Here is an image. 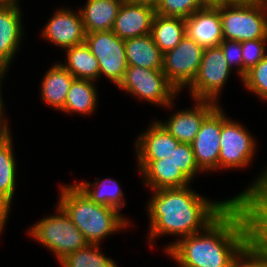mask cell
<instances>
[{
  "mask_svg": "<svg viewBox=\"0 0 267 267\" xmlns=\"http://www.w3.org/2000/svg\"><path fill=\"white\" fill-rule=\"evenodd\" d=\"M251 239L248 210L234 201L204 231L171 242L164 251L178 267H229Z\"/></svg>",
  "mask_w": 267,
  "mask_h": 267,
  "instance_id": "cell-1",
  "label": "cell"
},
{
  "mask_svg": "<svg viewBox=\"0 0 267 267\" xmlns=\"http://www.w3.org/2000/svg\"><path fill=\"white\" fill-rule=\"evenodd\" d=\"M151 191L146 207L151 246L161 235L182 238L204 231L234 202L233 198L211 201L189 186Z\"/></svg>",
  "mask_w": 267,
  "mask_h": 267,
  "instance_id": "cell-2",
  "label": "cell"
},
{
  "mask_svg": "<svg viewBox=\"0 0 267 267\" xmlns=\"http://www.w3.org/2000/svg\"><path fill=\"white\" fill-rule=\"evenodd\" d=\"M58 205L83 233L89 244H98L107 236L124 230L131 222L116 209L93 202L75 183L62 184Z\"/></svg>",
  "mask_w": 267,
  "mask_h": 267,
  "instance_id": "cell-3",
  "label": "cell"
},
{
  "mask_svg": "<svg viewBox=\"0 0 267 267\" xmlns=\"http://www.w3.org/2000/svg\"><path fill=\"white\" fill-rule=\"evenodd\" d=\"M223 39L238 41L267 38V5L262 1H236L219 6Z\"/></svg>",
  "mask_w": 267,
  "mask_h": 267,
  "instance_id": "cell-4",
  "label": "cell"
},
{
  "mask_svg": "<svg viewBox=\"0 0 267 267\" xmlns=\"http://www.w3.org/2000/svg\"><path fill=\"white\" fill-rule=\"evenodd\" d=\"M56 209L55 215L44 217L33 224L27 232L37 242L52 251L60 262L68 254L86 247L89 243L58 204Z\"/></svg>",
  "mask_w": 267,
  "mask_h": 267,
  "instance_id": "cell-5",
  "label": "cell"
},
{
  "mask_svg": "<svg viewBox=\"0 0 267 267\" xmlns=\"http://www.w3.org/2000/svg\"><path fill=\"white\" fill-rule=\"evenodd\" d=\"M119 89L153 105L172 108L179 93L162 69L128 66Z\"/></svg>",
  "mask_w": 267,
  "mask_h": 267,
  "instance_id": "cell-6",
  "label": "cell"
},
{
  "mask_svg": "<svg viewBox=\"0 0 267 267\" xmlns=\"http://www.w3.org/2000/svg\"><path fill=\"white\" fill-rule=\"evenodd\" d=\"M227 117L222 108L218 170L247 168L255 156L257 143L243 124Z\"/></svg>",
  "mask_w": 267,
  "mask_h": 267,
  "instance_id": "cell-7",
  "label": "cell"
},
{
  "mask_svg": "<svg viewBox=\"0 0 267 267\" xmlns=\"http://www.w3.org/2000/svg\"><path fill=\"white\" fill-rule=\"evenodd\" d=\"M231 72L220 46L204 49L198 74L187 88L192 99L218 103Z\"/></svg>",
  "mask_w": 267,
  "mask_h": 267,
  "instance_id": "cell-8",
  "label": "cell"
},
{
  "mask_svg": "<svg viewBox=\"0 0 267 267\" xmlns=\"http://www.w3.org/2000/svg\"><path fill=\"white\" fill-rule=\"evenodd\" d=\"M85 43L98 59L99 77L105 76L118 87L128 68L124 40L109 30L86 33Z\"/></svg>",
  "mask_w": 267,
  "mask_h": 267,
  "instance_id": "cell-9",
  "label": "cell"
},
{
  "mask_svg": "<svg viewBox=\"0 0 267 267\" xmlns=\"http://www.w3.org/2000/svg\"><path fill=\"white\" fill-rule=\"evenodd\" d=\"M204 49L186 34L180 43L163 54L162 71L178 92L196 78Z\"/></svg>",
  "mask_w": 267,
  "mask_h": 267,
  "instance_id": "cell-10",
  "label": "cell"
},
{
  "mask_svg": "<svg viewBox=\"0 0 267 267\" xmlns=\"http://www.w3.org/2000/svg\"><path fill=\"white\" fill-rule=\"evenodd\" d=\"M218 105L203 121L191 146L198 167L206 172L218 170L222 107Z\"/></svg>",
  "mask_w": 267,
  "mask_h": 267,
  "instance_id": "cell-11",
  "label": "cell"
},
{
  "mask_svg": "<svg viewBox=\"0 0 267 267\" xmlns=\"http://www.w3.org/2000/svg\"><path fill=\"white\" fill-rule=\"evenodd\" d=\"M251 185L233 197L247 208L251 220L252 239L267 249V166Z\"/></svg>",
  "mask_w": 267,
  "mask_h": 267,
  "instance_id": "cell-12",
  "label": "cell"
},
{
  "mask_svg": "<svg viewBox=\"0 0 267 267\" xmlns=\"http://www.w3.org/2000/svg\"><path fill=\"white\" fill-rule=\"evenodd\" d=\"M42 36L57 47L67 49L85 42L86 32L80 10L59 8L43 27Z\"/></svg>",
  "mask_w": 267,
  "mask_h": 267,
  "instance_id": "cell-13",
  "label": "cell"
},
{
  "mask_svg": "<svg viewBox=\"0 0 267 267\" xmlns=\"http://www.w3.org/2000/svg\"><path fill=\"white\" fill-rule=\"evenodd\" d=\"M155 14L152 3L124 0L112 31L123 40L148 35L151 33Z\"/></svg>",
  "mask_w": 267,
  "mask_h": 267,
  "instance_id": "cell-14",
  "label": "cell"
},
{
  "mask_svg": "<svg viewBox=\"0 0 267 267\" xmlns=\"http://www.w3.org/2000/svg\"><path fill=\"white\" fill-rule=\"evenodd\" d=\"M192 108L182 109L170 115L168 121L157 120L176 140L191 144L204 119L219 105L208 100H193Z\"/></svg>",
  "mask_w": 267,
  "mask_h": 267,
  "instance_id": "cell-15",
  "label": "cell"
},
{
  "mask_svg": "<svg viewBox=\"0 0 267 267\" xmlns=\"http://www.w3.org/2000/svg\"><path fill=\"white\" fill-rule=\"evenodd\" d=\"M185 34L203 49L219 46L223 40L219 7H203L187 17Z\"/></svg>",
  "mask_w": 267,
  "mask_h": 267,
  "instance_id": "cell-16",
  "label": "cell"
},
{
  "mask_svg": "<svg viewBox=\"0 0 267 267\" xmlns=\"http://www.w3.org/2000/svg\"><path fill=\"white\" fill-rule=\"evenodd\" d=\"M143 184L151 190L182 188L190 186L191 181L181 172L171 157L154 161H137Z\"/></svg>",
  "mask_w": 267,
  "mask_h": 267,
  "instance_id": "cell-17",
  "label": "cell"
},
{
  "mask_svg": "<svg viewBox=\"0 0 267 267\" xmlns=\"http://www.w3.org/2000/svg\"><path fill=\"white\" fill-rule=\"evenodd\" d=\"M180 142L176 140L158 121L152 122L136 140L137 161H154L168 158Z\"/></svg>",
  "mask_w": 267,
  "mask_h": 267,
  "instance_id": "cell-18",
  "label": "cell"
},
{
  "mask_svg": "<svg viewBox=\"0 0 267 267\" xmlns=\"http://www.w3.org/2000/svg\"><path fill=\"white\" fill-rule=\"evenodd\" d=\"M22 10L15 6H0V63L9 68L23 40Z\"/></svg>",
  "mask_w": 267,
  "mask_h": 267,
  "instance_id": "cell-19",
  "label": "cell"
},
{
  "mask_svg": "<svg viewBox=\"0 0 267 267\" xmlns=\"http://www.w3.org/2000/svg\"><path fill=\"white\" fill-rule=\"evenodd\" d=\"M124 0H87L80 8L86 33L113 29L119 8Z\"/></svg>",
  "mask_w": 267,
  "mask_h": 267,
  "instance_id": "cell-20",
  "label": "cell"
},
{
  "mask_svg": "<svg viewBox=\"0 0 267 267\" xmlns=\"http://www.w3.org/2000/svg\"><path fill=\"white\" fill-rule=\"evenodd\" d=\"M75 77L58 61L44 74L41 81V99L55 110L65 105L67 93Z\"/></svg>",
  "mask_w": 267,
  "mask_h": 267,
  "instance_id": "cell-21",
  "label": "cell"
},
{
  "mask_svg": "<svg viewBox=\"0 0 267 267\" xmlns=\"http://www.w3.org/2000/svg\"><path fill=\"white\" fill-rule=\"evenodd\" d=\"M128 66L147 69H162L163 53L155 44L151 34L124 40Z\"/></svg>",
  "mask_w": 267,
  "mask_h": 267,
  "instance_id": "cell-22",
  "label": "cell"
},
{
  "mask_svg": "<svg viewBox=\"0 0 267 267\" xmlns=\"http://www.w3.org/2000/svg\"><path fill=\"white\" fill-rule=\"evenodd\" d=\"M11 131L0 135V200L11 209L16 188V159Z\"/></svg>",
  "mask_w": 267,
  "mask_h": 267,
  "instance_id": "cell-23",
  "label": "cell"
},
{
  "mask_svg": "<svg viewBox=\"0 0 267 267\" xmlns=\"http://www.w3.org/2000/svg\"><path fill=\"white\" fill-rule=\"evenodd\" d=\"M95 86V81L74 79L67 93L65 105L60 111L91 116L98 104Z\"/></svg>",
  "mask_w": 267,
  "mask_h": 267,
  "instance_id": "cell-24",
  "label": "cell"
},
{
  "mask_svg": "<svg viewBox=\"0 0 267 267\" xmlns=\"http://www.w3.org/2000/svg\"><path fill=\"white\" fill-rule=\"evenodd\" d=\"M66 60L61 63L75 79L98 80L99 63L98 59L91 53L86 43L75 45L64 50Z\"/></svg>",
  "mask_w": 267,
  "mask_h": 267,
  "instance_id": "cell-25",
  "label": "cell"
},
{
  "mask_svg": "<svg viewBox=\"0 0 267 267\" xmlns=\"http://www.w3.org/2000/svg\"><path fill=\"white\" fill-rule=\"evenodd\" d=\"M151 36L163 54L175 48L185 36V19L155 14Z\"/></svg>",
  "mask_w": 267,
  "mask_h": 267,
  "instance_id": "cell-26",
  "label": "cell"
},
{
  "mask_svg": "<svg viewBox=\"0 0 267 267\" xmlns=\"http://www.w3.org/2000/svg\"><path fill=\"white\" fill-rule=\"evenodd\" d=\"M76 185L95 203L106 205L121 211L126 205L124 192L119 183L113 178H105L95 182H76Z\"/></svg>",
  "mask_w": 267,
  "mask_h": 267,
  "instance_id": "cell-27",
  "label": "cell"
},
{
  "mask_svg": "<svg viewBox=\"0 0 267 267\" xmlns=\"http://www.w3.org/2000/svg\"><path fill=\"white\" fill-rule=\"evenodd\" d=\"M100 249L98 244H88L68 254L59 263L61 267H119L115 260L105 256Z\"/></svg>",
  "mask_w": 267,
  "mask_h": 267,
  "instance_id": "cell-28",
  "label": "cell"
},
{
  "mask_svg": "<svg viewBox=\"0 0 267 267\" xmlns=\"http://www.w3.org/2000/svg\"><path fill=\"white\" fill-rule=\"evenodd\" d=\"M154 8L156 14L186 19L203 6L199 0H157Z\"/></svg>",
  "mask_w": 267,
  "mask_h": 267,
  "instance_id": "cell-29",
  "label": "cell"
},
{
  "mask_svg": "<svg viewBox=\"0 0 267 267\" xmlns=\"http://www.w3.org/2000/svg\"><path fill=\"white\" fill-rule=\"evenodd\" d=\"M246 89L259 99L267 100V55L241 79Z\"/></svg>",
  "mask_w": 267,
  "mask_h": 267,
  "instance_id": "cell-30",
  "label": "cell"
},
{
  "mask_svg": "<svg viewBox=\"0 0 267 267\" xmlns=\"http://www.w3.org/2000/svg\"><path fill=\"white\" fill-rule=\"evenodd\" d=\"M169 157L191 182L197 174L203 173L196 163L191 144L180 142Z\"/></svg>",
  "mask_w": 267,
  "mask_h": 267,
  "instance_id": "cell-31",
  "label": "cell"
},
{
  "mask_svg": "<svg viewBox=\"0 0 267 267\" xmlns=\"http://www.w3.org/2000/svg\"><path fill=\"white\" fill-rule=\"evenodd\" d=\"M267 259V249L251 239L232 259L229 267H262Z\"/></svg>",
  "mask_w": 267,
  "mask_h": 267,
  "instance_id": "cell-32",
  "label": "cell"
},
{
  "mask_svg": "<svg viewBox=\"0 0 267 267\" xmlns=\"http://www.w3.org/2000/svg\"><path fill=\"white\" fill-rule=\"evenodd\" d=\"M243 77L257 65L267 54V38L242 42Z\"/></svg>",
  "mask_w": 267,
  "mask_h": 267,
  "instance_id": "cell-33",
  "label": "cell"
},
{
  "mask_svg": "<svg viewBox=\"0 0 267 267\" xmlns=\"http://www.w3.org/2000/svg\"><path fill=\"white\" fill-rule=\"evenodd\" d=\"M230 68L237 67L238 77L243 78L242 44L238 41L223 39L219 44ZM234 65V66H233Z\"/></svg>",
  "mask_w": 267,
  "mask_h": 267,
  "instance_id": "cell-34",
  "label": "cell"
},
{
  "mask_svg": "<svg viewBox=\"0 0 267 267\" xmlns=\"http://www.w3.org/2000/svg\"><path fill=\"white\" fill-rule=\"evenodd\" d=\"M3 98L2 95H0V135L7 133L10 131V126L8 125L7 117L5 118V113H4V103H3Z\"/></svg>",
  "mask_w": 267,
  "mask_h": 267,
  "instance_id": "cell-35",
  "label": "cell"
},
{
  "mask_svg": "<svg viewBox=\"0 0 267 267\" xmlns=\"http://www.w3.org/2000/svg\"><path fill=\"white\" fill-rule=\"evenodd\" d=\"M10 210L1 200H0V234L3 232L6 222L8 220V214L10 213Z\"/></svg>",
  "mask_w": 267,
  "mask_h": 267,
  "instance_id": "cell-36",
  "label": "cell"
},
{
  "mask_svg": "<svg viewBox=\"0 0 267 267\" xmlns=\"http://www.w3.org/2000/svg\"><path fill=\"white\" fill-rule=\"evenodd\" d=\"M203 7H219L222 5H226L231 0H199Z\"/></svg>",
  "mask_w": 267,
  "mask_h": 267,
  "instance_id": "cell-37",
  "label": "cell"
},
{
  "mask_svg": "<svg viewBox=\"0 0 267 267\" xmlns=\"http://www.w3.org/2000/svg\"><path fill=\"white\" fill-rule=\"evenodd\" d=\"M8 72V67L7 66H5L4 64H2V63H0V95L2 94L1 92V90H2V88H1V83H2V81H3V79H4V77L6 76V73Z\"/></svg>",
  "mask_w": 267,
  "mask_h": 267,
  "instance_id": "cell-38",
  "label": "cell"
},
{
  "mask_svg": "<svg viewBox=\"0 0 267 267\" xmlns=\"http://www.w3.org/2000/svg\"><path fill=\"white\" fill-rule=\"evenodd\" d=\"M18 1L19 0H0V6H15V7H20Z\"/></svg>",
  "mask_w": 267,
  "mask_h": 267,
  "instance_id": "cell-39",
  "label": "cell"
},
{
  "mask_svg": "<svg viewBox=\"0 0 267 267\" xmlns=\"http://www.w3.org/2000/svg\"><path fill=\"white\" fill-rule=\"evenodd\" d=\"M134 1L148 2V3L155 4V2H156L157 0H134Z\"/></svg>",
  "mask_w": 267,
  "mask_h": 267,
  "instance_id": "cell-40",
  "label": "cell"
},
{
  "mask_svg": "<svg viewBox=\"0 0 267 267\" xmlns=\"http://www.w3.org/2000/svg\"><path fill=\"white\" fill-rule=\"evenodd\" d=\"M232 2H236V1H258V0H231Z\"/></svg>",
  "mask_w": 267,
  "mask_h": 267,
  "instance_id": "cell-41",
  "label": "cell"
},
{
  "mask_svg": "<svg viewBox=\"0 0 267 267\" xmlns=\"http://www.w3.org/2000/svg\"><path fill=\"white\" fill-rule=\"evenodd\" d=\"M262 267H267V259L262 263Z\"/></svg>",
  "mask_w": 267,
  "mask_h": 267,
  "instance_id": "cell-42",
  "label": "cell"
}]
</instances>
